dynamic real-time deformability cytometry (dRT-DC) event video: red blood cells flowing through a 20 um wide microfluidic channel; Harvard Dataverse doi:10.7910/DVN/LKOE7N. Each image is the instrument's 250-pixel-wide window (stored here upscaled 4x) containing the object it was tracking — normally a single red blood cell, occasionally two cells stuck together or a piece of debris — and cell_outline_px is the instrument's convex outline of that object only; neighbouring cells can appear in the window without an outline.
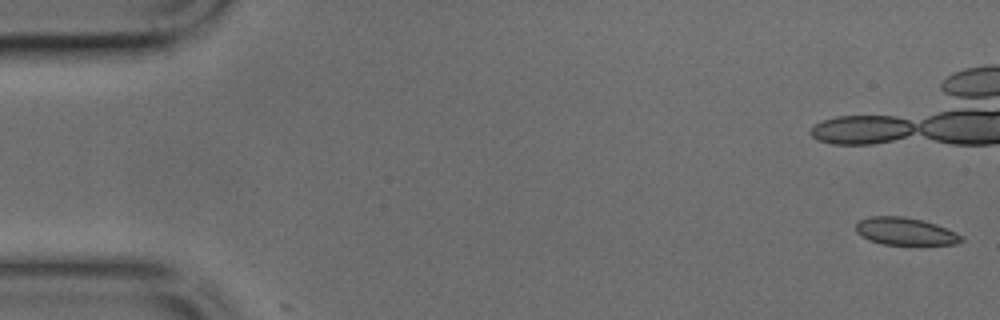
{"species": "common noctule bat (a hibernating species)", "species_latin": "Nyctalus noctula", "temperature_condition": "cold", "stored_images_in_passage": 2, "camera_frame_rate_fps": 3000, "um_per_image_px": 0.085, "animal": {"sex": "male", "body_mass_g": 17.9, "forearm_length_mm": 54.2}, "frame": {"image": 1, "passage_image": 1, "time_ms": 0.0, "image_size_px": [1000, 320], "cell_outline_px": [[964, 240], [956, 244], [920, 248], [884, 244], [868, 240], [856, 232], [856, 224], [860, 220], [868, 216], [904, 216], [924, 220], [936, 224], [956, 232], [964, 236]], "centroid_in_image_um": [77.03, 19.72], "position_along_channel_um": 8.0, "area_um2": 17.98}}